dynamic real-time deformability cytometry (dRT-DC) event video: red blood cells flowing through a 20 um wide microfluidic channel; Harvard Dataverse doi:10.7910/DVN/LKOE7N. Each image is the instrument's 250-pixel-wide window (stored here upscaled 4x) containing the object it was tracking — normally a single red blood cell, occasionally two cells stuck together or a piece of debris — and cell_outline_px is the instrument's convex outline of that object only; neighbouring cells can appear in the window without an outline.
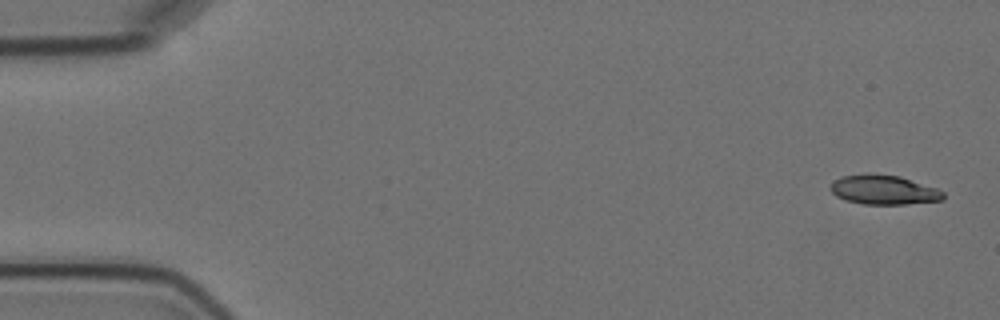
{"species": "Egyptian fruit bat (a non-hibernating species)", "species_latin": "Rousettus aegyptiacus", "temperature_condition": "cold", "stored_images_in_passage": 5, "camera_frame_rate_fps": 3000, "um_per_image_px": 0.085, "animal": {"sex": "female"}, "frame": {"image": 1, "passage_image": 1, "time_ms": 0.0, "image_size_px": [1000, 320], "cell_outline_px": [[944, 200], [908, 204], [864, 204], [844, 200], [836, 196], [828, 188], [840, 176], [868, 172], [872, 172], [900, 176], [936, 188], [944, 192]], "centroid_in_image_um": [75.1, 16.12], "position_along_channel_um": 9.9, "area_um2": 19.65}}